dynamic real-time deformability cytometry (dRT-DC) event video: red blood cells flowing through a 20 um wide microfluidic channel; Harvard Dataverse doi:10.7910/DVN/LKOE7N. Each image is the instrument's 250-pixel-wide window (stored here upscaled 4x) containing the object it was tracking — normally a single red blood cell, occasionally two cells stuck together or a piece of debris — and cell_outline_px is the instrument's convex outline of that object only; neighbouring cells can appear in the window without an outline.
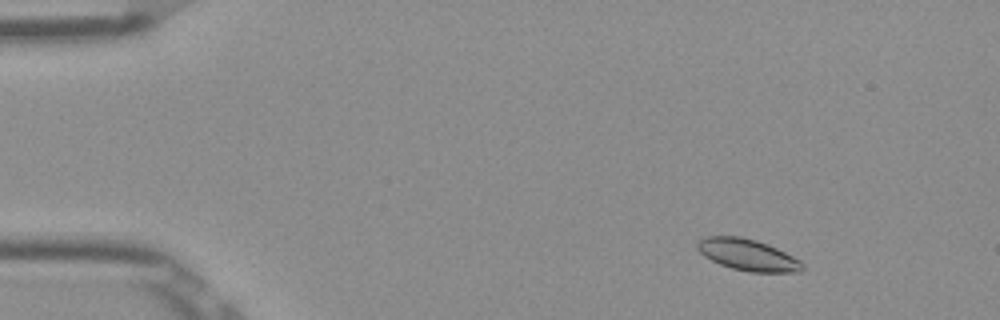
{"species": "Egyptian fruit bat (a non-hibernating species)", "species_latin": "Rousettus aegyptiacus", "temperature_condition": "room temperature", "stored_images_in_passage": 52, "camera_frame_rate_fps": 3000, "um_per_image_px": 0.085, "frame": {"image": 1, "passage_image": 6, "time_ms": 1.667, "image_size_px": [1000, 320], "cell_outline_px": [[804, 268], [800, 272], [748, 272], [732, 268], [720, 264], [704, 256], [696, 248], [696, 244], [704, 236], [740, 236], [756, 240], [768, 244], [800, 260], [804, 264]], "centroid_in_image_um": [63.55, 21.66], "position_along_channel_um": 21.4, "area_um2": 19.31}}
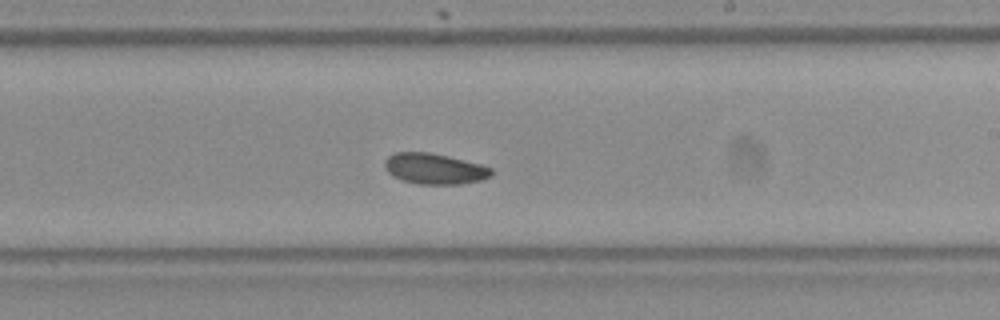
{"frame": {"image": 2, "passage_image": 31, "time_ms": 10.0, "image_size_px": [1000, 320], "cell_outline_px": [[492, 176], [480, 180], [460, 184], [420, 184], [400, 180], [392, 176], [384, 168], [384, 160], [388, 156], [396, 152], [428, 152], [448, 156], [480, 164], [492, 168]], "centroid_in_image_um": [36.9, 14.34], "position_along_channel_um": 252.1, "area_um2": 19.19}}
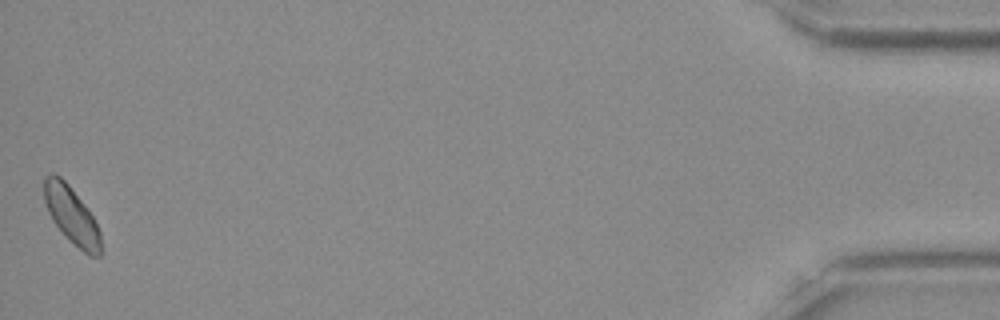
{"frame": {"image": 3, "passage_image": 52, "time_ms": 17.0, "image_size_px": [1000, 320], "cell_outline_px": [[100, 256], [88, 256], [52, 220], [48, 212], [44, 200], [44, 176], [52, 172], [60, 176], [68, 184], [84, 204], [92, 216], [100, 232]], "centroid_in_image_um": [6.06, 18.24], "position_along_channel_um": 429.1, "area_um2": 18.26}, "authors_computed_cell_mechanics": {"area_um2": 18.9295, "velocity_mm_per_s": 3.847, "shape_relaxation_time_tau1_ms": null, "shape_relaxation_time_tau2_ms": 5.4746, "deformation_change_tau1": null, "deformation_change_tau2": 0.0811}}